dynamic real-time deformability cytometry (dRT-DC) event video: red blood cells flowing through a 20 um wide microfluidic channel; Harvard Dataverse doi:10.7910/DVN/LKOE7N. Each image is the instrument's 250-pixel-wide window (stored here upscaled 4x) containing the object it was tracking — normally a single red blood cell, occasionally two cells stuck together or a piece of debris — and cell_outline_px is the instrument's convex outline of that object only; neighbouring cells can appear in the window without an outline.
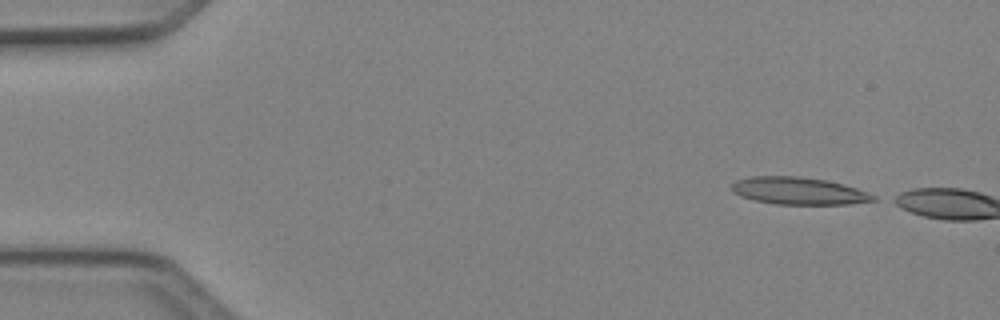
{"species": "Egyptian fruit bat (a non-hibernating species)", "species_latin": "Rousettus aegyptiacus", "temperature_condition": "cold", "stored_images_in_passage": 2, "camera_frame_rate_fps": 3000, "um_per_image_px": 0.085, "animal": {"sex": "female"}, "frame": {"image": 1, "passage_image": 1, "time_ms": 0.0, "image_size_px": [1000, 320], "cell_outline_px": [[876, 200], [848, 204], [776, 204], [756, 200], [740, 196], [732, 192], [732, 184], [736, 180], [748, 176], [796, 176], [828, 180], [844, 184], [868, 192], [876, 196]], "centroid_in_image_um": [67.88, 16.22], "position_along_channel_um": 17.1, "area_um2": 22.54}}